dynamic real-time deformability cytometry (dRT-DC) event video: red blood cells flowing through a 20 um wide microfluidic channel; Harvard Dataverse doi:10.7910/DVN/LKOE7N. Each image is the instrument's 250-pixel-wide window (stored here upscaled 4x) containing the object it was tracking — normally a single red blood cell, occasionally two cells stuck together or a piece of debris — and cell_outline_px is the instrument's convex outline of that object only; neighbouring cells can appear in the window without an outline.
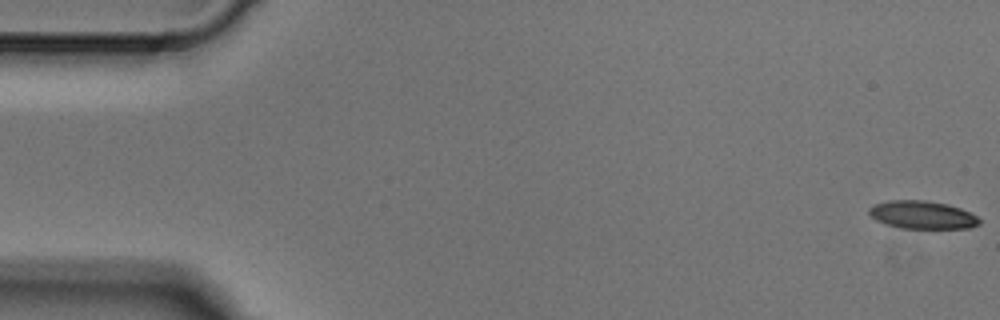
{"species": "Egyptian fruit bat (a non-hibernating species)", "species_latin": "Rousettus aegyptiacus", "temperature_condition": "cold", "stored_images_in_passage": 4, "camera_frame_rate_fps": 3000, "um_per_image_px": 0.085, "animal": {"sex": "male"}, "frame": {"image": 1, "passage_image": 1, "time_ms": 0.0, "image_size_px": [1000, 320], "cell_outline_px": [[980, 224], [968, 228], [900, 228], [884, 224], [876, 220], [868, 212], [868, 208], [872, 204], [892, 200], [924, 200], [948, 204], [960, 208], [976, 216], [980, 220]], "centroid_in_image_um": [78.36, 18.26], "position_along_channel_um": 6.6, "area_um2": 17.98}}
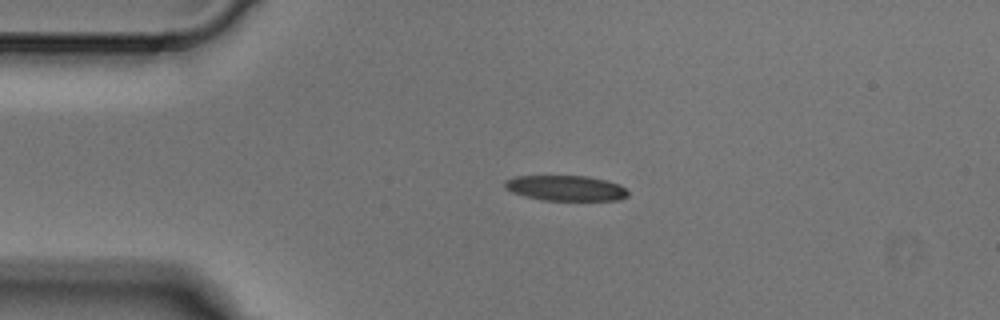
{"frame": {"image": 2, "passage_image": 4, "time_ms": 1.0, "image_size_px": [1000, 320], "cell_outline_px": [[628, 196], [620, 200], [544, 200], [524, 196], [512, 192], [504, 188], [504, 180], [516, 176], [588, 176], [608, 180], [620, 184], [628, 192]], "centroid_in_image_um": [48.09, 15.98], "position_along_channel_um": 36.9, "area_um2": 18.32}}